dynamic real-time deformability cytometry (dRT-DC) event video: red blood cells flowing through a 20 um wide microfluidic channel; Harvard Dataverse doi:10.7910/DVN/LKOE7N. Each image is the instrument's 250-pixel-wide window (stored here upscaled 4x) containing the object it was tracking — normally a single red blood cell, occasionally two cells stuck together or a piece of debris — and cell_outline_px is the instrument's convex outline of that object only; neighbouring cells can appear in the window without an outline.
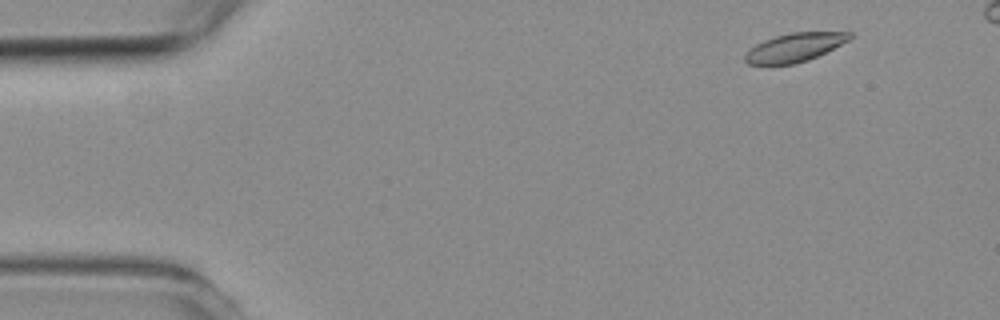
{"species": "common noctule bat (a hibernating species)", "species_latin": "Nyctalus noctula", "temperature_condition": "room temperature", "stored_images_in_passage": 5, "camera_frame_rate_fps": 3000, "um_per_image_px": 0.085, "animal": {"sex": "female", "body_mass_g": 19.3, "forearm_length_mm": 54.1}, "frame": {"image": 1, "passage_image": 1, "time_ms": 0.0, "image_size_px": [1000, 320], "cell_outline_px": [[852, 36], [848, 40], [808, 60], [792, 64], [748, 64], [744, 60], [744, 56], [756, 44], [764, 40], [776, 36], [792, 32], [852, 32]], "centroid_in_image_um": [67.53, 4.02], "position_along_channel_um": 17.5, "area_um2": 16.99}}